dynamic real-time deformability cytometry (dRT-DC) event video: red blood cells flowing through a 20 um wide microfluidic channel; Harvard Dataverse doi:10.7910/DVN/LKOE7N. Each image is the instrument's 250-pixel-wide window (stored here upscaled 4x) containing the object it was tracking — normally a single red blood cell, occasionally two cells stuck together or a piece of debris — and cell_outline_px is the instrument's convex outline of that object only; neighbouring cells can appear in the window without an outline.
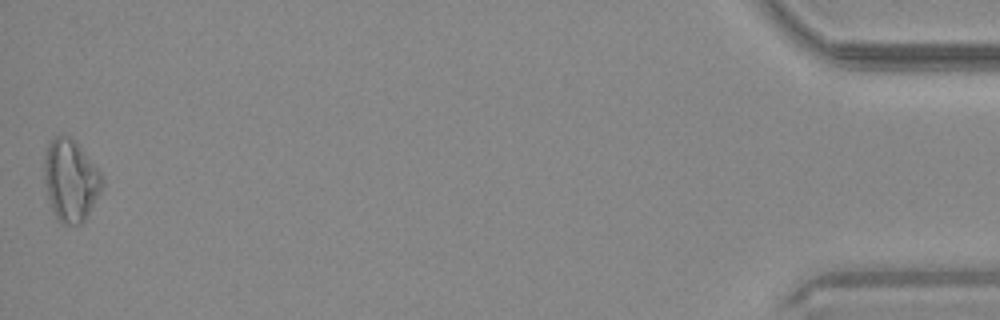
{"species": "common noctule bat (a hibernating species)", "species_latin": "Nyctalus noctula", "temperature_condition": "warm", "stored_images_in_passage": 34, "camera_frame_rate_fps": 3000, "um_per_image_px": 0.085, "animal": {"sex": "male", "body_mass_g": 20.4}, "frame": {"image": 1, "passage_image": 34, "time_ms": 11.0, "image_size_px": [1000, 320], "cell_outline_px": [[104, 184], [100, 192], [84, 220], [80, 224], [64, 224], [56, 216], [52, 208], [48, 196], [44, 180], [44, 160], [48, 144], [56, 136], [68, 136], [76, 144], [100, 172], [104, 180]], "centroid_in_image_um": [5.99, 15.35], "position_along_channel_um": 429.2, "area_um2": 26.82}}